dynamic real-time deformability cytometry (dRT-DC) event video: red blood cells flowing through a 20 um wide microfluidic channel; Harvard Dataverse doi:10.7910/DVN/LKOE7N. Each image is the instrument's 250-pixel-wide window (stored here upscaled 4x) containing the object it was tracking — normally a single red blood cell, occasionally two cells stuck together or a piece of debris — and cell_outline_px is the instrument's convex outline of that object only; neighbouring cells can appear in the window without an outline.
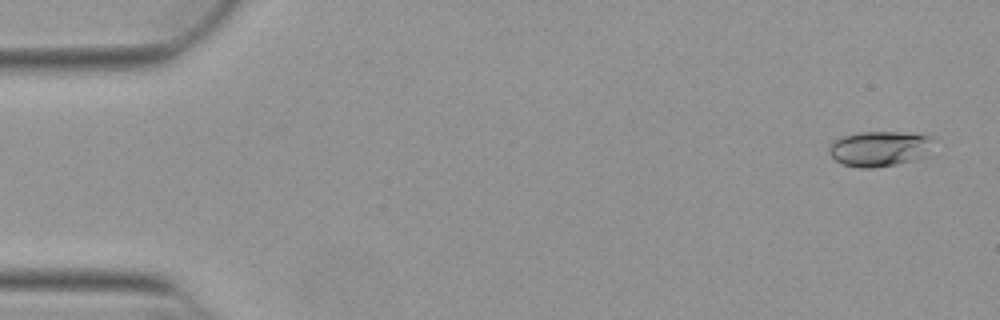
{"species": "Egyptian fruit bat (a non-hibernating species)", "species_latin": "Rousettus aegyptiacus", "temperature_condition": "warm", "stored_images_in_passage": 13, "camera_frame_rate_fps": 3000, "um_per_image_px": 0.085, "animal": {"sex": "female"}, "frame": {"image": 1, "passage_image": 3, "time_ms": 0.667, "image_size_px": [1000, 320], "cell_outline_px": [[932, 140], [924, 156], [912, 160], [896, 164], [876, 168], [856, 168], [840, 164], [828, 152], [828, 148], [836, 140], [844, 136], [860, 132], [900, 132], [932, 136]], "centroid_in_image_um": [74.7, 12.65], "position_along_channel_um": 10.3, "area_um2": 21.21}}